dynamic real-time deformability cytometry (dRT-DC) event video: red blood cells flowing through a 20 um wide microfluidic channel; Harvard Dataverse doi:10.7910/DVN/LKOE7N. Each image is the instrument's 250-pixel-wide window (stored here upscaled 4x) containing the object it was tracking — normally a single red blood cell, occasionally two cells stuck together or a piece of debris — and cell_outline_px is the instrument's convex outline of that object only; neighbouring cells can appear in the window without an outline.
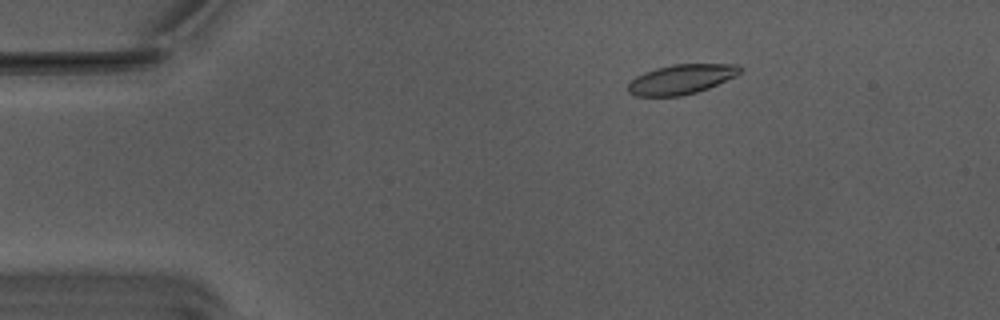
{"species": "Egyptian fruit bat (a non-hibernating species)", "species_latin": "Rousettus aegyptiacus", "temperature_condition": "warm", "stored_images_in_passage": 56, "camera_frame_rate_fps": 3000, "um_per_image_px": 0.085, "animal": {"sex": "male"}, "frame": {"image": 1, "passage_image": 10, "time_ms": 3.0, "image_size_px": [1000, 320], "cell_outline_px": [[744, 68], [736, 76], [708, 88], [696, 92], [680, 96], [636, 96], [628, 92], [628, 84], [636, 76], [644, 72], [656, 68], [672, 64], [736, 64]], "centroid_in_image_um": [57.91, 6.73], "position_along_channel_um": 27.1, "area_um2": 19.36}}
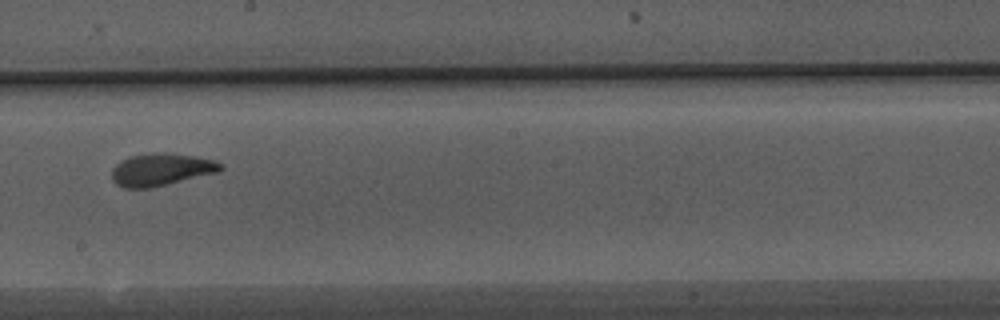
{"frame": {"image": 2, "passage_image": 32, "time_ms": 10.333, "image_size_px": [1000, 320], "cell_outline_px": [[224, 168], [220, 172], [148, 188], [124, 188], [116, 184], [112, 180], [112, 168], [120, 160], [128, 156], [152, 152], [168, 152], [196, 156], [216, 160], [224, 164]], "centroid_in_image_um": [13.72, 14.39], "position_along_channel_um": 234.5, "area_um2": 20.92}}
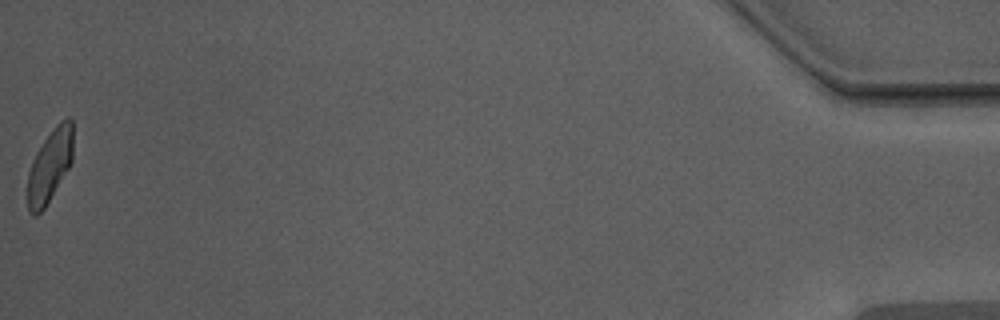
{"frame": {"image": 3, "passage_image": 56, "time_ms": 18.333, "image_size_px": [1000, 320], "cell_outline_px": [[72, 160], [68, 168], [44, 208], [36, 216], [28, 212], [28, 172], [32, 160], [36, 152], [44, 140], [56, 124], [60, 120], [68, 116], [72, 120]], "centroid_in_image_um": [4.22, 14.06], "position_along_channel_um": 431.0, "area_um2": 19.02}, "authors_computed_cell_mechanics": {"area_um2": 19.8832, "velocity_mm_per_s": 3.7466, "shape_relaxation_time_tau1_ms": 4.7885, "shape_relaxation_time_tau2_ms": 1.6572, "deformation_change_tau1": 0.1619, "deformation_change_tau2": 0.0879}}